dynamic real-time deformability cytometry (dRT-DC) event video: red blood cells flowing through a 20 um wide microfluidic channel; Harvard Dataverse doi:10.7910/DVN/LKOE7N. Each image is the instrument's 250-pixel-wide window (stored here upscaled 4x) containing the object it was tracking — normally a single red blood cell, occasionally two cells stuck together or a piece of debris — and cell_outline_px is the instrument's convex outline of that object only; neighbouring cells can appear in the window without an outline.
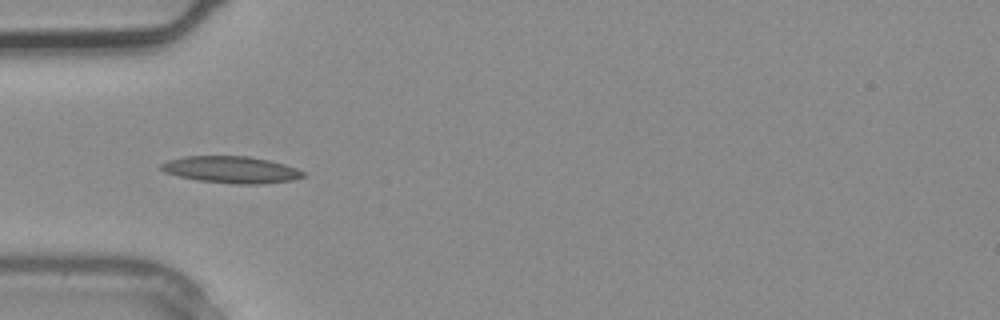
{"species": "common noctule bat (a hibernating species)", "species_latin": "Nyctalus noctula", "temperature_condition": "warm", "stored_images_in_passage": 2, "camera_frame_rate_fps": 3000, "um_per_image_px": 0.085, "animal": {"sex": "male", "body_mass_g": 20.4}, "frame": {"image": 1, "passage_image": 2, "time_ms": 0.333, "image_size_px": [1000, 320], "cell_outline_px": [[308, 176], [292, 180], [260, 184], [236, 184], [196, 180], [164, 172], [160, 168], [160, 164], [168, 160], [184, 156], [248, 156], [268, 160], [284, 164], [296, 168], [304, 172]], "centroid_in_image_um": [19.66, 14.42], "position_along_channel_um": 65.3, "area_um2": 22.2}}